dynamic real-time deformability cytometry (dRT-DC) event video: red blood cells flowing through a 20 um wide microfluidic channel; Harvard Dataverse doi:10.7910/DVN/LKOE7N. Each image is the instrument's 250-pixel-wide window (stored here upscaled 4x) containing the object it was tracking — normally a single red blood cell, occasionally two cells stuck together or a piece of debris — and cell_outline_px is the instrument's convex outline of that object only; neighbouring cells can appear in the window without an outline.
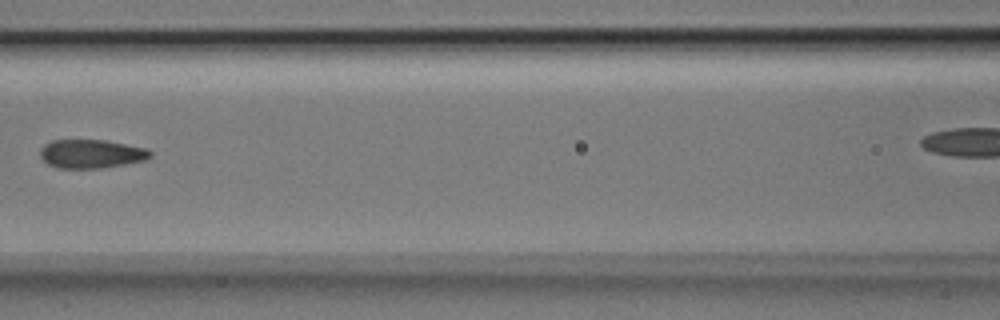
{"species": "Egyptian fruit bat (a non-hibernating species)", "species_latin": "Rousettus aegyptiacus", "temperature_condition": "room temperature", "stored_images_in_passage": 8, "segment_of_instrument_passage": [1, 2], "camera_frame_rate_fps": 3000, "um_per_image_px": 0.085, "animal": {"sex": "male"}, "frame": {"image": 1, "passage_image": 6, "time_ms": 1.667, "image_size_px": [1000, 320], "cell_outline_px": [[152, 156], [144, 160], [124, 164], [100, 168], [56, 168], [48, 164], [40, 156], [40, 148], [44, 144], [52, 140], [104, 140], [148, 148], [152, 152]], "centroid_in_image_um": [7.75, 13.07], "position_along_channel_um": 158.9, "area_um2": 18.44}}
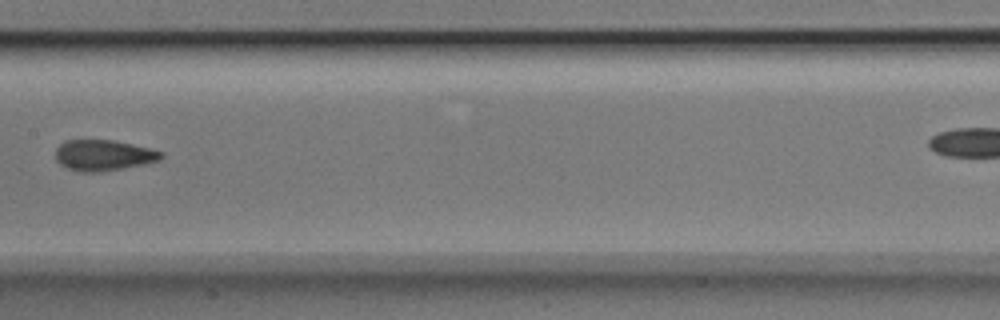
{"frame": {"image": 2, "passage_image": 7, "time_ms": 2.0, "image_size_px": [1000, 320], "cell_outline_px": [[164, 156], [160, 160], [144, 164], [100, 172], [80, 172], [68, 168], [60, 164], [56, 160], [56, 148], [64, 140], [112, 140], [132, 144], [164, 152]], "centroid_in_image_um": [8.79, 13.2], "position_along_channel_um": 198.6, "area_um2": 18.96}}